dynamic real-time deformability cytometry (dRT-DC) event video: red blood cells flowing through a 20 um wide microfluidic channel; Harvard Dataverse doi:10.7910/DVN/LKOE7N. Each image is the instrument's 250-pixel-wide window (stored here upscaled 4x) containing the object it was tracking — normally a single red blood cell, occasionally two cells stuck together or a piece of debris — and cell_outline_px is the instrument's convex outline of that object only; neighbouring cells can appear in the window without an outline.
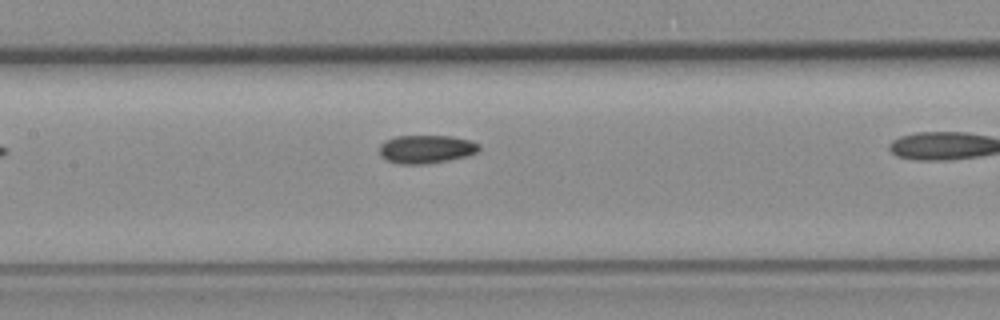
{"species": "common noctule bat (a hibernating species)", "species_latin": "Nyctalus noctula", "temperature_condition": "room temperature", "stored_images_in_passage": 14, "camera_frame_rate_fps": 3000, "um_per_image_px": 0.085, "animal": {"sex": "female", "body_mass_g": 19.3, "forearm_length_mm": 54.1}, "frame": {"image": 1, "passage_image": 6, "time_ms": 1.667, "image_size_px": [1000, 320], "cell_outline_px": [[480, 148], [476, 152], [464, 156], [448, 160], [420, 164], [400, 164], [388, 160], [380, 156], [380, 144], [384, 140], [396, 136], [452, 136], [472, 140], [480, 144]], "centroid_in_image_um": [36.21, 12.66], "position_along_channel_um": 171.2, "area_um2": 16.36}}